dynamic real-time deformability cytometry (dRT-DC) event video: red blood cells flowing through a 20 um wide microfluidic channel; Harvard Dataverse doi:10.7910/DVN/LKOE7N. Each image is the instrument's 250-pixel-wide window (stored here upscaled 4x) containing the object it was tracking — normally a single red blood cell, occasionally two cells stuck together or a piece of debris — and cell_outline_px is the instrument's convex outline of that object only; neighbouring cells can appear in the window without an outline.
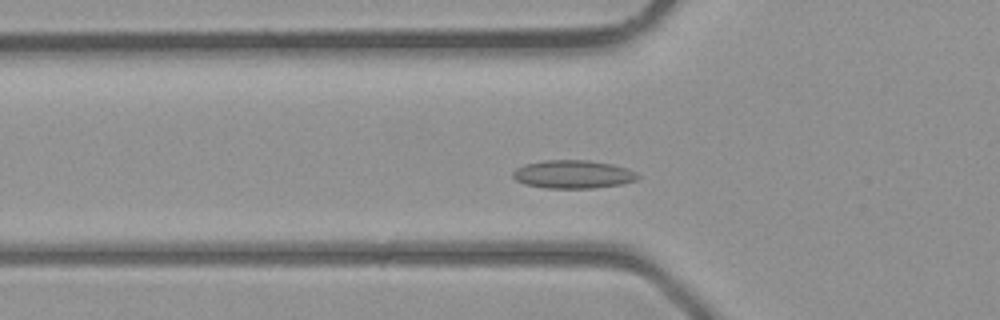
{"species": "common noctule bat (a hibernating species)", "species_latin": "Nyctalus noctula", "temperature_condition": "room temperature", "stored_images_in_passage": 38, "camera_frame_rate_fps": 3000, "um_per_image_px": 0.085, "animal": {"sex": "male", "body_mass_g": 23.1, "forearm_length_mm": 52.7}, "frame": {"image": 1, "passage_image": 10, "time_ms": 3.0, "image_size_px": [1000, 320], "cell_outline_px": [[640, 176], [636, 180], [620, 184], [592, 188], [544, 188], [524, 184], [516, 180], [512, 176], [512, 172], [516, 168], [524, 164], [544, 160], [588, 160], [612, 164], [636, 172]], "centroid_in_image_um": [48.66, 14.81], "position_along_channel_um": 77.1, "area_um2": 20.52}}
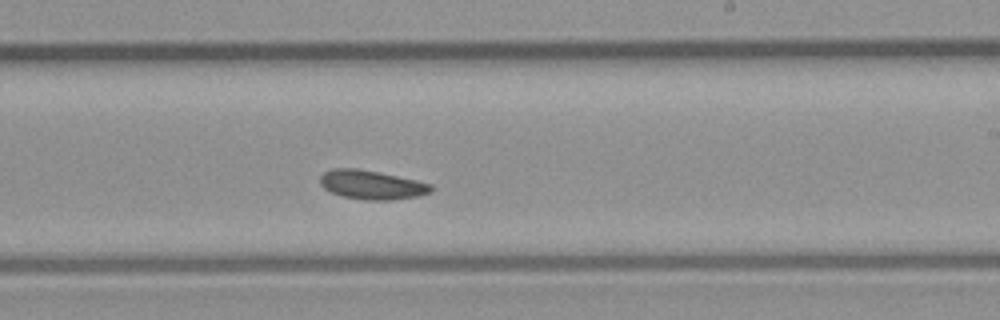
{"frame": {"image": 2, "passage_image": 21, "time_ms": 6.667, "image_size_px": [1000, 320], "cell_outline_px": [[432, 192], [420, 196], [392, 200], [368, 200], [340, 196], [324, 188], [320, 184], [320, 176], [324, 172], [332, 168], [356, 168], [416, 180], [432, 184]], "centroid_in_image_um": [31.59, 15.72], "position_along_channel_um": 257.4, "area_um2": 18.73}}
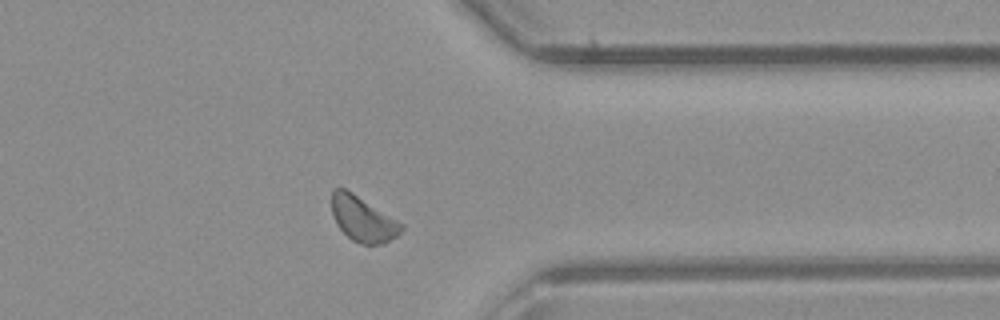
{"frame": {"image": 3, "passage_image": 29, "time_ms": 9.333, "image_size_px": [1000, 320], "cell_outline_px": [[404, 228], [396, 236], [384, 244], [360, 244], [352, 240], [336, 224], [332, 212], [332, 188], [344, 188], [352, 192], [404, 224]], "centroid_in_image_um": [30.85, 18.62], "position_along_channel_um": 380.6, "area_um2": 18.21}}